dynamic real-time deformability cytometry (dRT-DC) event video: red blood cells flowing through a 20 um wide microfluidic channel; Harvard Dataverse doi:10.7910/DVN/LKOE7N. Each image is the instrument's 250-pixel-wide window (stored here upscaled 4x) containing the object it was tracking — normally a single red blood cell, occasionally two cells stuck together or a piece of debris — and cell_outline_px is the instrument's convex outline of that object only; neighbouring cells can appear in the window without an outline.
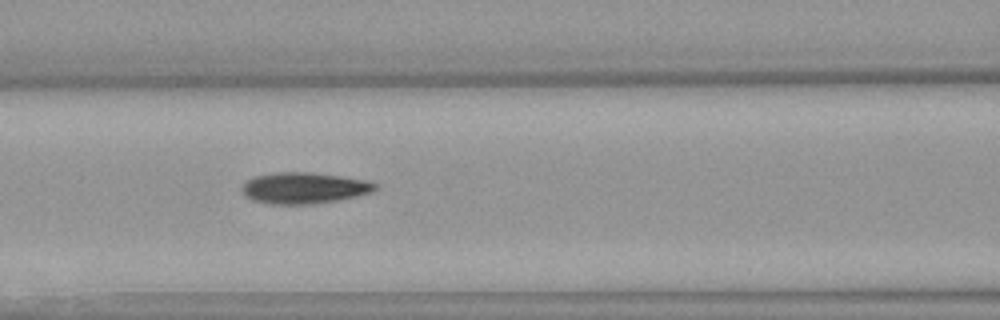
{"species": "Egyptian fruit bat (a non-hibernating species)", "species_latin": "Rousettus aegyptiacus", "temperature_condition": "warm", "stored_images_in_passage": 50, "camera_frame_rate_fps": 3000, "um_per_image_px": 0.085, "animal": {"sex": "female"}, "frame": {"image": 1, "passage_image": 21, "time_ms": 6.667, "image_size_px": [1000, 320], "cell_outline_px": [[376, 188], [372, 192], [356, 196], [336, 200], [312, 204], [268, 204], [252, 200], [244, 196], [240, 192], [240, 188], [248, 180], [256, 176], [276, 172], [312, 172], [340, 176], [364, 180], [376, 184]], "centroid_in_image_um": [25.78, 15.98], "position_along_channel_um": 140.8, "area_um2": 24.16}}
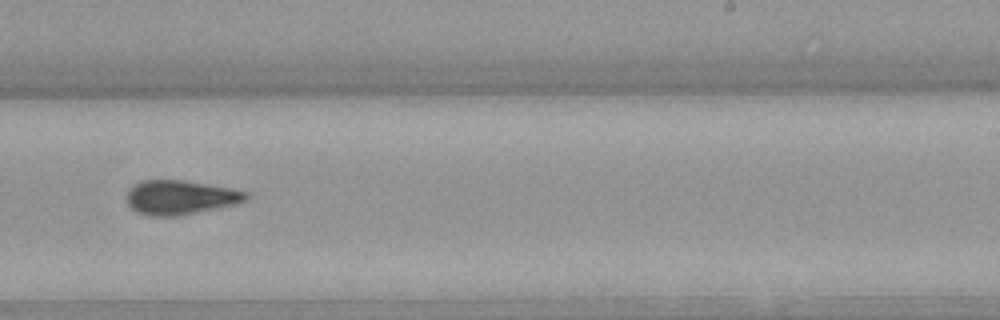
{"frame": {"image": 2, "passage_image": 31, "time_ms": 10.0, "image_size_px": [1000, 320], "cell_outline_px": [[248, 200], [236, 204], [176, 216], [148, 216], [136, 212], [128, 204], [124, 196], [128, 188], [144, 180], [184, 180], [228, 188], [248, 192]], "centroid_in_image_um": [15.27, 16.78], "position_along_channel_um": 273.7, "area_um2": 23.81}}
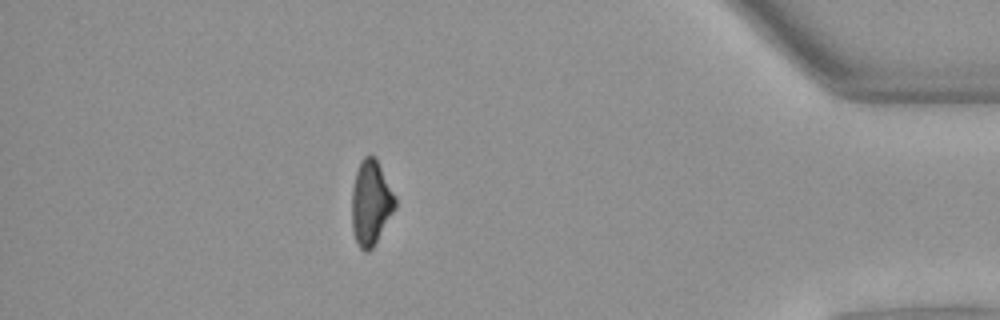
{"frame": {"image": 3, "passage_image": 44, "time_ms": 14.333, "image_size_px": [1000, 320], "cell_outline_px": [[396, 208], [372, 248], [368, 252], [364, 252], [356, 244], [352, 232], [352, 188], [356, 172], [360, 160], [364, 156], [376, 156], [396, 196]], "centroid_in_image_um": [31.52, 17.23], "position_along_channel_um": 403.7, "area_um2": 21.73}, "authors_computed_cell_mechanics": {"area_um2": 22.9466, "velocity_mm_per_s": 4.0139, "shape_relaxation_time_tau1_ms": 5.3051, "shape_relaxation_time_tau2_ms": 3.955, "deformation_change_tau1": 0.1682, "deformation_change_tau2": 0.1297}}